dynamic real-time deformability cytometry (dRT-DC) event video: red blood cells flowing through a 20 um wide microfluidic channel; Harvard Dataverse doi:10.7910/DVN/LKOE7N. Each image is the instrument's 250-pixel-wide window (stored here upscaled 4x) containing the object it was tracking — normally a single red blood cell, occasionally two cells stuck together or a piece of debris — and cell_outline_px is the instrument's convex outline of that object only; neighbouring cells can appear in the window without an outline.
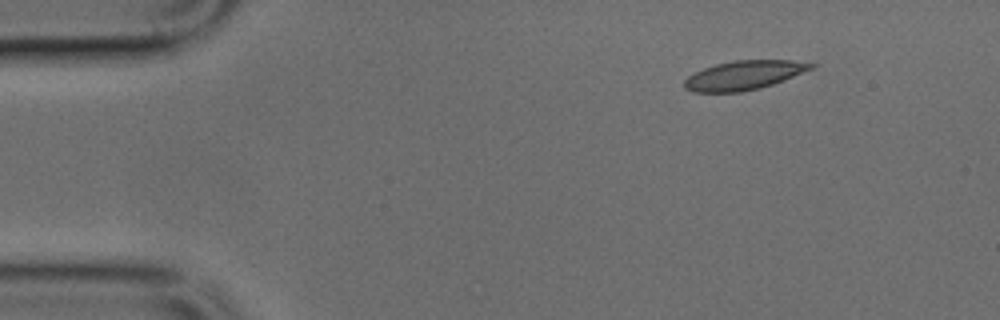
{"species": "common noctule bat (a hibernating species)", "species_latin": "Nyctalus noctula", "temperature_condition": "cold", "stored_images_in_passage": 4, "camera_frame_rate_fps": 3000, "um_per_image_px": 0.085, "animal": {"sex": "male", "body_mass_g": 17.9, "forearm_length_mm": 54.2}, "frame": {"image": 1, "passage_image": 4, "time_ms": 1.0, "image_size_px": [1000, 320], "cell_outline_px": [[816, 64], [812, 68], [772, 84], [760, 88], [740, 92], [692, 92], [684, 88], [684, 80], [688, 76], [704, 68], [716, 64], [736, 60], [792, 60]], "centroid_in_image_um": [63.18, 6.4], "position_along_channel_um": 21.8, "area_um2": 21.15}}